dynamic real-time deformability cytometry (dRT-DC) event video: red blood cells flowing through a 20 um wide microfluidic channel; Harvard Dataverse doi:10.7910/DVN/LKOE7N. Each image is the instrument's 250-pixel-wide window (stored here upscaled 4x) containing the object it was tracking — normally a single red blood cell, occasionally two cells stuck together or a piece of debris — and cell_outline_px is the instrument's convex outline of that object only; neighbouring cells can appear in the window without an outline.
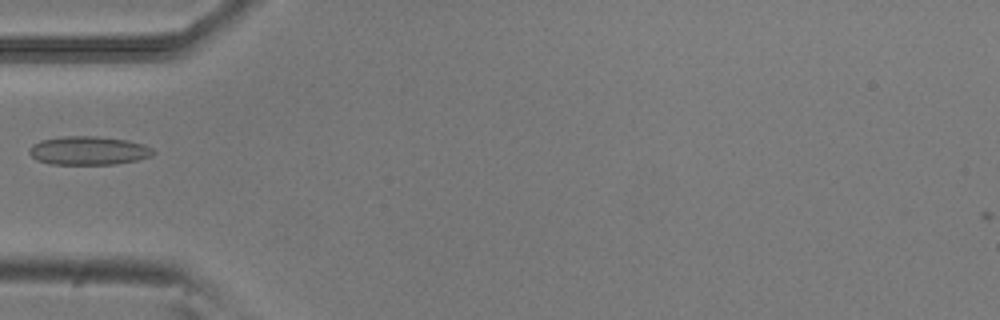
{"species": "common noctule bat (a hibernating species)", "species_latin": "Nyctalus noctula", "temperature_condition": "room temperature", "stored_images_in_passage": 1, "camera_frame_rate_fps": 3000, "um_per_image_px": 0.085, "animal": {"sex": "male", "body_mass_g": 20.5, "forearm_length_mm": 52.5}, "frame": {"image": 1, "passage_image": 1, "time_ms": 0.0, "image_size_px": [1000, 320], "cell_outline_px": [[156, 152], [152, 156], [136, 160], [116, 164], [52, 164], [36, 160], [28, 152], [28, 148], [32, 144], [40, 140], [64, 136], [96, 136], [128, 140], [144, 144], [152, 148]], "centroid_in_image_um": [7.52, 12.79], "position_along_channel_um": 77.5, "area_um2": 20.81}}